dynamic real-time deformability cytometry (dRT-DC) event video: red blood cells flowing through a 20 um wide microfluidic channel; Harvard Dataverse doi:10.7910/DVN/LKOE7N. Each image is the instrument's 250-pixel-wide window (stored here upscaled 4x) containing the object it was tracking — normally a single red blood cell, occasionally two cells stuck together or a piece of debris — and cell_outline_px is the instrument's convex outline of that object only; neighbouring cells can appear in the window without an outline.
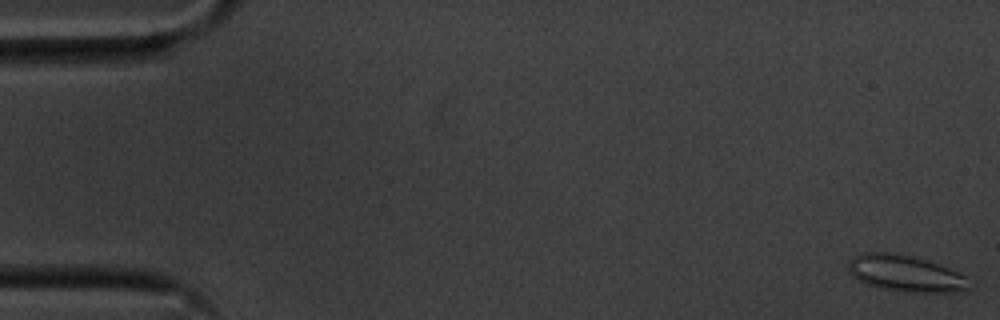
{"species": "common noctule bat (a hibernating species)", "species_latin": "Nyctalus noctula", "temperature_condition": "cold", "stored_images_in_passage": 55, "camera_frame_rate_fps": 3000, "um_per_image_px": 0.085, "animal": {"sex": "male", "body_mass_g": 20.1, "forearm_length_mm": 53.5}, "frame": {"image": 1, "passage_image": 1, "time_ms": 0.0, "image_size_px": [1000, 320], "cell_outline_px": [[972, 288], [964, 292], [904, 292], [880, 288], [856, 280], [848, 272], [848, 260], [852, 256], [860, 252], [888, 252], [912, 256], [928, 260], [948, 268], [964, 276]], "centroid_in_image_um": [76.92, 23.24], "position_along_channel_um": 8.1, "area_um2": 25.95}}
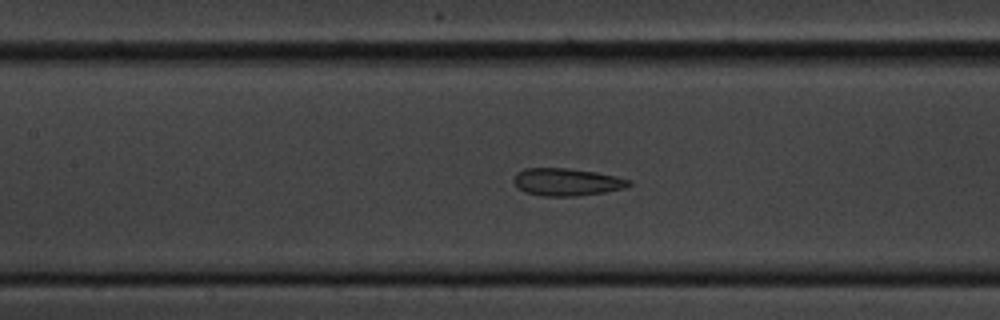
{"frame": {"image": 2, "passage_image": 25, "time_ms": 8.0, "image_size_px": [1000, 320], "cell_outline_px": [[632, 184], [624, 188], [604, 192], [576, 196], [544, 196], [524, 192], [516, 188], [512, 180], [516, 172], [524, 168], [568, 168], [596, 172], [616, 176], [632, 180]], "centroid_in_image_um": [48.14, 15.46], "position_along_channel_um": 159.3, "area_um2": 18.67}}
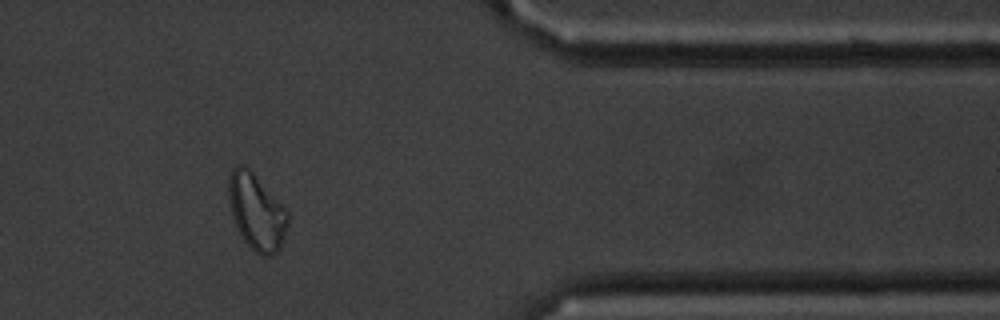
{"frame": {"image": 3, "passage_image": 46, "time_ms": 15.0, "image_size_px": [1000, 320], "cell_outline_px": [[288, 224], [280, 252], [272, 256], [260, 256], [244, 240], [232, 216], [228, 200], [228, 176], [232, 168], [236, 164], [240, 164], [248, 168], [256, 176], [288, 212]], "centroid_in_image_um": [21.8, 18.03], "position_along_channel_um": 389.6, "area_um2": 26.18}, "authors_computed_cell_mechanics": {"area_um2": 20.9236, "velocity_mm_per_s": 3.5911, "shape_relaxation_time_tau1_ms": null, "shape_relaxation_time_tau2_ms": 2.0994, "deformation_change_tau1": null, "deformation_change_tau2": 0.0771}}